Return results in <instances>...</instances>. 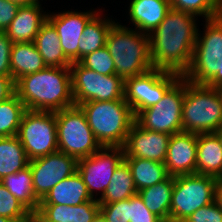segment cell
Here are the masks:
<instances>
[{
  "instance_id": "21",
  "label": "cell",
  "mask_w": 222,
  "mask_h": 222,
  "mask_svg": "<svg viewBox=\"0 0 222 222\" xmlns=\"http://www.w3.org/2000/svg\"><path fill=\"white\" fill-rule=\"evenodd\" d=\"M196 174L222 179V145L215 133L198 134Z\"/></svg>"
},
{
  "instance_id": "26",
  "label": "cell",
  "mask_w": 222,
  "mask_h": 222,
  "mask_svg": "<svg viewBox=\"0 0 222 222\" xmlns=\"http://www.w3.org/2000/svg\"><path fill=\"white\" fill-rule=\"evenodd\" d=\"M124 160L131 169L137 191L160 183L169 177L164 163L137 157H124Z\"/></svg>"
},
{
  "instance_id": "12",
  "label": "cell",
  "mask_w": 222,
  "mask_h": 222,
  "mask_svg": "<svg viewBox=\"0 0 222 222\" xmlns=\"http://www.w3.org/2000/svg\"><path fill=\"white\" fill-rule=\"evenodd\" d=\"M181 76L176 72L154 68L142 75L126 79L124 99L132 108L135 117L142 110L157 104Z\"/></svg>"
},
{
  "instance_id": "40",
  "label": "cell",
  "mask_w": 222,
  "mask_h": 222,
  "mask_svg": "<svg viewBox=\"0 0 222 222\" xmlns=\"http://www.w3.org/2000/svg\"><path fill=\"white\" fill-rule=\"evenodd\" d=\"M15 93V82L12 77L0 75V102L5 101Z\"/></svg>"
},
{
  "instance_id": "2",
  "label": "cell",
  "mask_w": 222,
  "mask_h": 222,
  "mask_svg": "<svg viewBox=\"0 0 222 222\" xmlns=\"http://www.w3.org/2000/svg\"><path fill=\"white\" fill-rule=\"evenodd\" d=\"M15 93L26 109L57 112L75 105L70 67H49L24 75L15 82Z\"/></svg>"
},
{
  "instance_id": "32",
  "label": "cell",
  "mask_w": 222,
  "mask_h": 222,
  "mask_svg": "<svg viewBox=\"0 0 222 222\" xmlns=\"http://www.w3.org/2000/svg\"><path fill=\"white\" fill-rule=\"evenodd\" d=\"M174 10L211 19L222 15V0H169Z\"/></svg>"
},
{
  "instance_id": "11",
  "label": "cell",
  "mask_w": 222,
  "mask_h": 222,
  "mask_svg": "<svg viewBox=\"0 0 222 222\" xmlns=\"http://www.w3.org/2000/svg\"><path fill=\"white\" fill-rule=\"evenodd\" d=\"M185 96V78L181 76L155 105L142 110L135 118L146 130L169 135L183 132L182 108Z\"/></svg>"
},
{
  "instance_id": "20",
  "label": "cell",
  "mask_w": 222,
  "mask_h": 222,
  "mask_svg": "<svg viewBox=\"0 0 222 222\" xmlns=\"http://www.w3.org/2000/svg\"><path fill=\"white\" fill-rule=\"evenodd\" d=\"M92 200L87 187L76 171L73 175L57 183L39 204H61L76 206Z\"/></svg>"
},
{
  "instance_id": "41",
  "label": "cell",
  "mask_w": 222,
  "mask_h": 222,
  "mask_svg": "<svg viewBox=\"0 0 222 222\" xmlns=\"http://www.w3.org/2000/svg\"><path fill=\"white\" fill-rule=\"evenodd\" d=\"M20 222H51L49 221L43 213L37 210H28L25 216L20 220Z\"/></svg>"
},
{
  "instance_id": "28",
  "label": "cell",
  "mask_w": 222,
  "mask_h": 222,
  "mask_svg": "<svg viewBox=\"0 0 222 222\" xmlns=\"http://www.w3.org/2000/svg\"><path fill=\"white\" fill-rule=\"evenodd\" d=\"M0 182L28 210L39 208L40 199L33 190V179L29 165L16 173L3 177Z\"/></svg>"
},
{
  "instance_id": "24",
  "label": "cell",
  "mask_w": 222,
  "mask_h": 222,
  "mask_svg": "<svg viewBox=\"0 0 222 222\" xmlns=\"http://www.w3.org/2000/svg\"><path fill=\"white\" fill-rule=\"evenodd\" d=\"M46 65L33 42L13 43L10 55L11 76L14 82L24 75L44 69Z\"/></svg>"
},
{
  "instance_id": "10",
  "label": "cell",
  "mask_w": 222,
  "mask_h": 222,
  "mask_svg": "<svg viewBox=\"0 0 222 222\" xmlns=\"http://www.w3.org/2000/svg\"><path fill=\"white\" fill-rule=\"evenodd\" d=\"M75 105L89 101L125 100V81L117 74L102 75L73 62L70 66Z\"/></svg>"
},
{
  "instance_id": "23",
  "label": "cell",
  "mask_w": 222,
  "mask_h": 222,
  "mask_svg": "<svg viewBox=\"0 0 222 222\" xmlns=\"http://www.w3.org/2000/svg\"><path fill=\"white\" fill-rule=\"evenodd\" d=\"M33 43L44 64L49 67H70L72 62L65 56L54 26L47 20L35 36Z\"/></svg>"
},
{
  "instance_id": "30",
  "label": "cell",
  "mask_w": 222,
  "mask_h": 222,
  "mask_svg": "<svg viewBox=\"0 0 222 222\" xmlns=\"http://www.w3.org/2000/svg\"><path fill=\"white\" fill-rule=\"evenodd\" d=\"M28 164L29 159L17 136L0 138V180L24 169Z\"/></svg>"
},
{
  "instance_id": "25",
  "label": "cell",
  "mask_w": 222,
  "mask_h": 222,
  "mask_svg": "<svg viewBox=\"0 0 222 222\" xmlns=\"http://www.w3.org/2000/svg\"><path fill=\"white\" fill-rule=\"evenodd\" d=\"M174 187V177L139 190L137 193L142 198L144 205L163 222L170 221V206Z\"/></svg>"
},
{
  "instance_id": "42",
  "label": "cell",
  "mask_w": 222,
  "mask_h": 222,
  "mask_svg": "<svg viewBox=\"0 0 222 222\" xmlns=\"http://www.w3.org/2000/svg\"><path fill=\"white\" fill-rule=\"evenodd\" d=\"M206 85L209 87L222 89V60L219 61L218 72Z\"/></svg>"
},
{
  "instance_id": "46",
  "label": "cell",
  "mask_w": 222,
  "mask_h": 222,
  "mask_svg": "<svg viewBox=\"0 0 222 222\" xmlns=\"http://www.w3.org/2000/svg\"><path fill=\"white\" fill-rule=\"evenodd\" d=\"M214 133L217 135L222 145V125Z\"/></svg>"
},
{
  "instance_id": "44",
  "label": "cell",
  "mask_w": 222,
  "mask_h": 222,
  "mask_svg": "<svg viewBox=\"0 0 222 222\" xmlns=\"http://www.w3.org/2000/svg\"><path fill=\"white\" fill-rule=\"evenodd\" d=\"M13 3L18 4L19 6H26V5H33V4H39V0H9Z\"/></svg>"
},
{
  "instance_id": "29",
  "label": "cell",
  "mask_w": 222,
  "mask_h": 222,
  "mask_svg": "<svg viewBox=\"0 0 222 222\" xmlns=\"http://www.w3.org/2000/svg\"><path fill=\"white\" fill-rule=\"evenodd\" d=\"M137 192L131 169L123 160L114 171L103 196L97 200L99 203H113L131 198Z\"/></svg>"
},
{
  "instance_id": "43",
  "label": "cell",
  "mask_w": 222,
  "mask_h": 222,
  "mask_svg": "<svg viewBox=\"0 0 222 222\" xmlns=\"http://www.w3.org/2000/svg\"><path fill=\"white\" fill-rule=\"evenodd\" d=\"M215 202L222 210V179H219L216 185Z\"/></svg>"
},
{
  "instance_id": "35",
  "label": "cell",
  "mask_w": 222,
  "mask_h": 222,
  "mask_svg": "<svg viewBox=\"0 0 222 222\" xmlns=\"http://www.w3.org/2000/svg\"><path fill=\"white\" fill-rule=\"evenodd\" d=\"M100 212L107 222H130L129 198L113 203H99Z\"/></svg>"
},
{
  "instance_id": "33",
  "label": "cell",
  "mask_w": 222,
  "mask_h": 222,
  "mask_svg": "<svg viewBox=\"0 0 222 222\" xmlns=\"http://www.w3.org/2000/svg\"><path fill=\"white\" fill-rule=\"evenodd\" d=\"M79 63L102 75L116 74L115 65L112 56L106 46L83 57Z\"/></svg>"
},
{
  "instance_id": "36",
  "label": "cell",
  "mask_w": 222,
  "mask_h": 222,
  "mask_svg": "<svg viewBox=\"0 0 222 222\" xmlns=\"http://www.w3.org/2000/svg\"><path fill=\"white\" fill-rule=\"evenodd\" d=\"M129 218L130 222H163L144 205L138 193L129 198Z\"/></svg>"
},
{
  "instance_id": "1",
  "label": "cell",
  "mask_w": 222,
  "mask_h": 222,
  "mask_svg": "<svg viewBox=\"0 0 222 222\" xmlns=\"http://www.w3.org/2000/svg\"><path fill=\"white\" fill-rule=\"evenodd\" d=\"M196 16L170 9L159 26L149 34L154 68L183 75L189 68L196 42ZM195 19V20H194Z\"/></svg>"
},
{
  "instance_id": "8",
  "label": "cell",
  "mask_w": 222,
  "mask_h": 222,
  "mask_svg": "<svg viewBox=\"0 0 222 222\" xmlns=\"http://www.w3.org/2000/svg\"><path fill=\"white\" fill-rule=\"evenodd\" d=\"M218 180L200 174L174 177L170 221H185L197 209L214 202Z\"/></svg>"
},
{
  "instance_id": "48",
  "label": "cell",
  "mask_w": 222,
  "mask_h": 222,
  "mask_svg": "<svg viewBox=\"0 0 222 222\" xmlns=\"http://www.w3.org/2000/svg\"><path fill=\"white\" fill-rule=\"evenodd\" d=\"M169 222H185V221H169Z\"/></svg>"
},
{
  "instance_id": "37",
  "label": "cell",
  "mask_w": 222,
  "mask_h": 222,
  "mask_svg": "<svg viewBox=\"0 0 222 222\" xmlns=\"http://www.w3.org/2000/svg\"><path fill=\"white\" fill-rule=\"evenodd\" d=\"M185 222H222V210L214 201L205 207L197 209Z\"/></svg>"
},
{
  "instance_id": "16",
  "label": "cell",
  "mask_w": 222,
  "mask_h": 222,
  "mask_svg": "<svg viewBox=\"0 0 222 222\" xmlns=\"http://www.w3.org/2000/svg\"><path fill=\"white\" fill-rule=\"evenodd\" d=\"M95 13L97 12L65 11L47 15V20L57 30L65 56L72 63L78 62L79 39L87 23L96 15Z\"/></svg>"
},
{
  "instance_id": "19",
  "label": "cell",
  "mask_w": 222,
  "mask_h": 222,
  "mask_svg": "<svg viewBox=\"0 0 222 222\" xmlns=\"http://www.w3.org/2000/svg\"><path fill=\"white\" fill-rule=\"evenodd\" d=\"M170 9L169 0H132L128 10L135 29L149 35L159 26Z\"/></svg>"
},
{
  "instance_id": "34",
  "label": "cell",
  "mask_w": 222,
  "mask_h": 222,
  "mask_svg": "<svg viewBox=\"0 0 222 222\" xmlns=\"http://www.w3.org/2000/svg\"><path fill=\"white\" fill-rule=\"evenodd\" d=\"M27 211L28 209L0 182V216L20 222Z\"/></svg>"
},
{
  "instance_id": "27",
  "label": "cell",
  "mask_w": 222,
  "mask_h": 222,
  "mask_svg": "<svg viewBox=\"0 0 222 222\" xmlns=\"http://www.w3.org/2000/svg\"><path fill=\"white\" fill-rule=\"evenodd\" d=\"M100 16L97 13L84 28L83 35L79 39L78 62L88 54L106 46L107 35L115 21Z\"/></svg>"
},
{
  "instance_id": "7",
  "label": "cell",
  "mask_w": 222,
  "mask_h": 222,
  "mask_svg": "<svg viewBox=\"0 0 222 222\" xmlns=\"http://www.w3.org/2000/svg\"><path fill=\"white\" fill-rule=\"evenodd\" d=\"M205 25L204 36L197 32L191 64L182 75L194 84H207L222 60V15L206 19Z\"/></svg>"
},
{
  "instance_id": "13",
  "label": "cell",
  "mask_w": 222,
  "mask_h": 222,
  "mask_svg": "<svg viewBox=\"0 0 222 222\" xmlns=\"http://www.w3.org/2000/svg\"><path fill=\"white\" fill-rule=\"evenodd\" d=\"M123 160V147H102L92 155L78 160L77 171L92 199L95 190H101V197L103 196L114 171Z\"/></svg>"
},
{
  "instance_id": "3",
  "label": "cell",
  "mask_w": 222,
  "mask_h": 222,
  "mask_svg": "<svg viewBox=\"0 0 222 222\" xmlns=\"http://www.w3.org/2000/svg\"><path fill=\"white\" fill-rule=\"evenodd\" d=\"M116 74L124 81L154 69L150 56L149 35L115 23L106 39Z\"/></svg>"
},
{
  "instance_id": "17",
  "label": "cell",
  "mask_w": 222,
  "mask_h": 222,
  "mask_svg": "<svg viewBox=\"0 0 222 222\" xmlns=\"http://www.w3.org/2000/svg\"><path fill=\"white\" fill-rule=\"evenodd\" d=\"M198 134L180 132L170 136L164 161L169 176L196 174Z\"/></svg>"
},
{
  "instance_id": "22",
  "label": "cell",
  "mask_w": 222,
  "mask_h": 222,
  "mask_svg": "<svg viewBox=\"0 0 222 222\" xmlns=\"http://www.w3.org/2000/svg\"><path fill=\"white\" fill-rule=\"evenodd\" d=\"M51 222H91L100 211L97 198L76 206L39 204L38 208Z\"/></svg>"
},
{
  "instance_id": "39",
  "label": "cell",
  "mask_w": 222,
  "mask_h": 222,
  "mask_svg": "<svg viewBox=\"0 0 222 222\" xmlns=\"http://www.w3.org/2000/svg\"><path fill=\"white\" fill-rule=\"evenodd\" d=\"M19 5L9 0H0V32H4L16 17Z\"/></svg>"
},
{
  "instance_id": "4",
  "label": "cell",
  "mask_w": 222,
  "mask_h": 222,
  "mask_svg": "<svg viewBox=\"0 0 222 222\" xmlns=\"http://www.w3.org/2000/svg\"><path fill=\"white\" fill-rule=\"evenodd\" d=\"M79 106L102 147H123L136 120L125 100L89 101Z\"/></svg>"
},
{
  "instance_id": "5",
  "label": "cell",
  "mask_w": 222,
  "mask_h": 222,
  "mask_svg": "<svg viewBox=\"0 0 222 222\" xmlns=\"http://www.w3.org/2000/svg\"><path fill=\"white\" fill-rule=\"evenodd\" d=\"M182 125L183 132L214 133L222 125V89L185 79Z\"/></svg>"
},
{
  "instance_id": "15",
  "label": "cell",
  "mask_w": 222,
  "mask_h": 222,
  "mask_svg": "<svg viewBox=\"0 0 222 222\" xmlns=\"http://www.w3.org/2000/svg\"><path fill=\"white\" fill-rule=\"evenodd\" d=\"M170 136L166 133L146 130L135 121L123 145L124 157L145 158L164 163Z\"/></svg>"
},
{
  "instance_id": "31",
  "label": "cell",
  "mask_w": 222,
  "mask_h": 222,
  "mask_svg": "<svg viewBox=\"0 0 222 222\" xmlns=\"http://www.w3.org/2000/svg\"><path fill=\"white\" fill-rule=\"evenodd\" d=\"M26 110L25 105L16 93L0 102V138L17 136Z\"/></svg>"
},
{
  "instance_id": "47",
  "label": "cell",
  "mask_w": 222,
  "mask_h": 222,
  "mask_svg": "<svg viewBox=\"0 0 222 222\" xmlns=\"http://www.w3.org/2000/svg\"><path fill=\"white\" fill-rule=\"evenodd\" d=\"M0 222H17L16 220L0 216Z\"/></svg>"
},
{
  "instance_id": "14",
  "label": "cell",
  "mask_w": 222,
  "mask_h": 222,
  "mask_svg": "<svg viewBox=\"0 0 222 222\" xmlns=\"http://www.w3.org/2000/svg\"><path fill=\"white\" fill-rule=\"evenodd\" d=\"M78 160L61 151L29 161L33 190L41 200L57 183L77 171Z\"/></svg>"
},
{
  "instance_id": "18",
  "label": "cell",
  "mask_w": 222,
  "mask_h": 222,
  "mask_svg": "<svg viewBox=\"0 0 222 222\" xmlns=\"http://www.w3.org/2000/svg\"><path fill=\"white\" fill-rule=\"evenodd\" d=\"M40 4L20 6L16 17L4 31L13 43L33 42L41 26L47 21Z\"/></svg>"
},
{
  "instance_id": "6",
  "label": "cell",
  "mask_w": 222,
  "mask_h": 222,
  "mask_svg": "<svg viewBox=\"0 0 222 222\" xmlns=\"http://www.w3.org/2000/svg\"><path fill=\"white\" fill-rule=\"evenodd\" d=\"M55 117L58 151L79 160L102 148L79 105L57 111Z\"/></svg>"
},
{
  "instance_id": "9",
  "label": "cell",
  "mask_w": 222,
  "mask_h": 222,
  "mask_svg": "<svg viewBox=\"0 0 222 222\" xmlns=\"http://www.w3.org/2000/svg\"><path fill=\"white\" fill-rule=\"evenodd\" d=\"M17 137L29 161L58 151L55 112L27 109Z\"/></svg>"
},
{
  "instance_id": "38",
  "label": "cell",
  "mask_w": 222,
  "mask_h": 222,
  "mask_svg": "<svg viewBox=\"0 0 222 222\" xmlns=\"http://www.w3.org/2000/svg\"><path fill=\"white\" fill-rule=\"evenodd\" d=\"M13 42L5 32H0V75L11 76L10 55Z\"/></svg>"
},
{
  "instance_id": "45",
  "label": "cell",
  "mask_w": 222,
  "mask_h": 222,
  "mask_svg": "<svg viewBox=\"0 0 222 222\" xmlns=\"http://www.w3.org/2000/svg\"><path fill=\"white\" fill-rule=\"evenodd\" d=\"M91 222H107L106 218L99 211Z\"/></svg>"
}]
</instances>
